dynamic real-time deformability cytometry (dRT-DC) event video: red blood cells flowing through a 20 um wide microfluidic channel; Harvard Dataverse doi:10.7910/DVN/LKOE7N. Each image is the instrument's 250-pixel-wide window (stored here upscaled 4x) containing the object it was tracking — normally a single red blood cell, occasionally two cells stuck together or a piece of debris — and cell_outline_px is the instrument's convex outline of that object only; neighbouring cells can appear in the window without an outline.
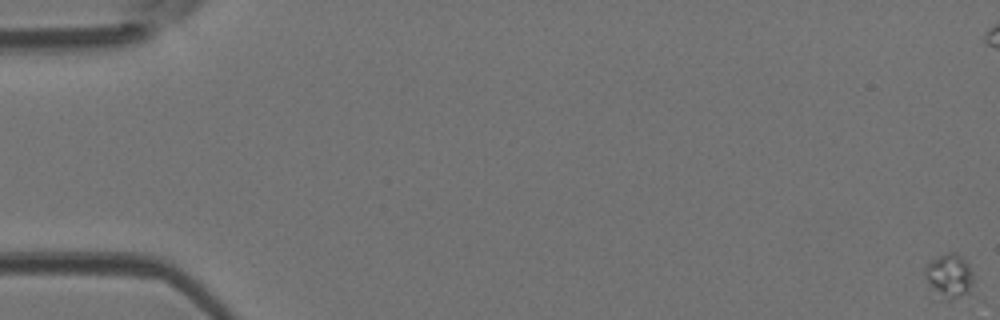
{"species": "Egyptian fruit bat (a non-hibernating species)", "species_latin": "Rousettus aegyptiacus", "temperature_condition": "room temperature", "stored_images_in_passage": 7, "camera_frame_rate_fps": 3000, "um_per_image_px": 0.085, "animal": {"sex": "female"}, "frame": {"image": 1, "passage_image": 1, "time_ms": 0.0, "image_size_px": [1000, 320], "cell_outline_px": [[972, 284], [968, 296], [948, 300], [944, 300], [924, 276], [924, 264], [948, 252], [956, 252], [968, 264], [972, 272]], "centroid_in_image_um": [80.7, 23.45], "position_along_channel_um": 4.3, "area_um2": 12.31}}